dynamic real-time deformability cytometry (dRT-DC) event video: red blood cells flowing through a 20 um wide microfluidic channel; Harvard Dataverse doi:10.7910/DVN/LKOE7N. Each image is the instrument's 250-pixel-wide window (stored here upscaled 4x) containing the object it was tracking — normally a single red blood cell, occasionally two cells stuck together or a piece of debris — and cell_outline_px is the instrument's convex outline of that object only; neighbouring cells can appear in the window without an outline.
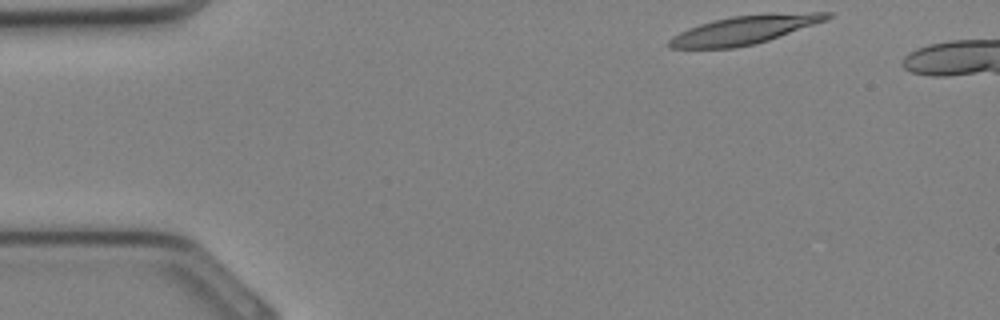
{"species": "Egyptian fruit bat (a non-hibernating species)", "species_latin": "Rousettus aegyptiacus", "temperature_condition": "cold", "stored_images_in_passage": 13, "camera_frame_rate_fps": 3000, "um_per_image_px": 0.085, "animal": {"sex": "female"}, "frame": {"image": 1, "passage_image": 1, "time_ms": 0.0, "image_size_px": [1000, 320], "cell_outline_px": [[832, 16], [828, 20], [768, 40], [752, 44], [732, 48], [668, 48], [668, 40], [672, 36], [688, 28], [712, 20], [732, 16], [812, 12], [832, 12]], "centroid_in_image_um": [63.26, 2.54], "position_along_channel_um": 21.7, "area_um2": 25.84}}
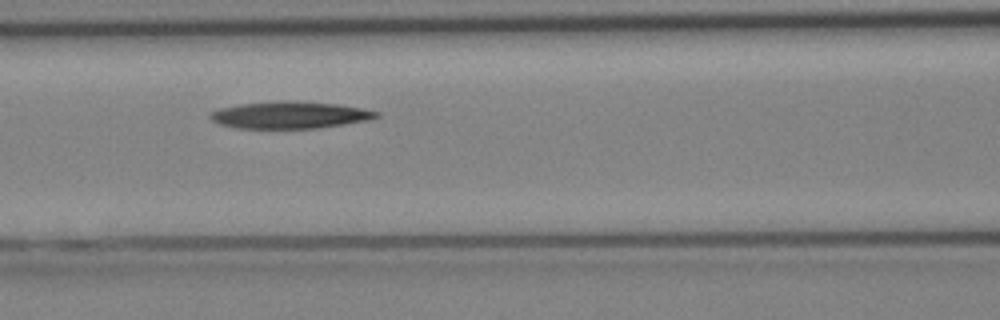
{"frame": {"image": 2, "passage_image": 11, "time_ms": 3.333, "image_size_px": [1000, 320], "cell_outline_px": [[380, 116], [372, 120], [320, 128], [236, 128], [220, 124], [212, 120], [208, 116], [212, 112], [220, 108], [240, 104], [284, 100], [336, 104], [364, 108], [380, 112]], "centroid_in_image_um": [24.7, 9.78], "position_along_channel_um": 141.9, "area_um2": 26.24}}
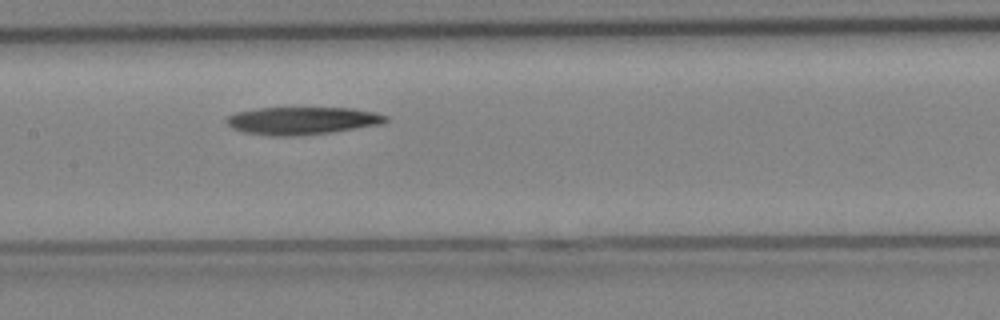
{"frame": {"image": 3, "passage_image": 13, "time_ms": 4.0, "image_size_px": [1000, 320], "cell_outline_px": [[388, 120], [384, 124], [332, 132], [300, 136], [272, 136], [244, 132], [232, 128], [224, 120], [228, 116], [236, 112], [256, 108], [352, 108], [372, 112], [388, 116]], "centroid_in_image_um": [25.68, 10.26], "position_along_channel_um": 181.7, "area_um2": 25.78}}